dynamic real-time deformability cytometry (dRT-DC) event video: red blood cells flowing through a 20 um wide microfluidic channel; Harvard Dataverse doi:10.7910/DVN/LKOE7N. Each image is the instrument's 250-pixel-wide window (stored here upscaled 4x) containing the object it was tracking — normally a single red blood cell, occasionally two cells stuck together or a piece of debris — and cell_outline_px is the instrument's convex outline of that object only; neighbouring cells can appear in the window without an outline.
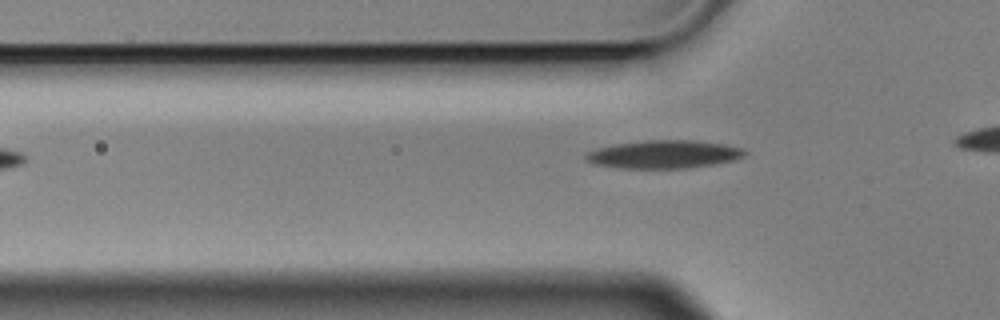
{"species": "Egyptian fruit bat (a non-hibernating species)", "species_latin": "Rousettus aegyptiacus", "temperature_condition": "cold", "stored_images_in_passage": 8, "segment_of_instrument_passage": [2, 2], "camera_frame_rate_fps": 3000, "um_per_image_px": 0.085, "animal": {"sex": "male"}, "frame": {"image": 1, "passage_image": 8, "time_ms": 2.333, "image_size_px": [1000, 320], "cell_outline_px": [[748, 152], [744, 156], [732, 160], [712, 164], [688, 168], [620, 168], [592, 164], [584, 160], [584, 156], [588, 152], [596, 148], [616, 144], [648, 140], [692, 140], [724, 144], [744, 148]], "centroid_in_image_um": [56.4, 13.12], "position_along_channel_um": 69.4, "area_um2": 26.01}}